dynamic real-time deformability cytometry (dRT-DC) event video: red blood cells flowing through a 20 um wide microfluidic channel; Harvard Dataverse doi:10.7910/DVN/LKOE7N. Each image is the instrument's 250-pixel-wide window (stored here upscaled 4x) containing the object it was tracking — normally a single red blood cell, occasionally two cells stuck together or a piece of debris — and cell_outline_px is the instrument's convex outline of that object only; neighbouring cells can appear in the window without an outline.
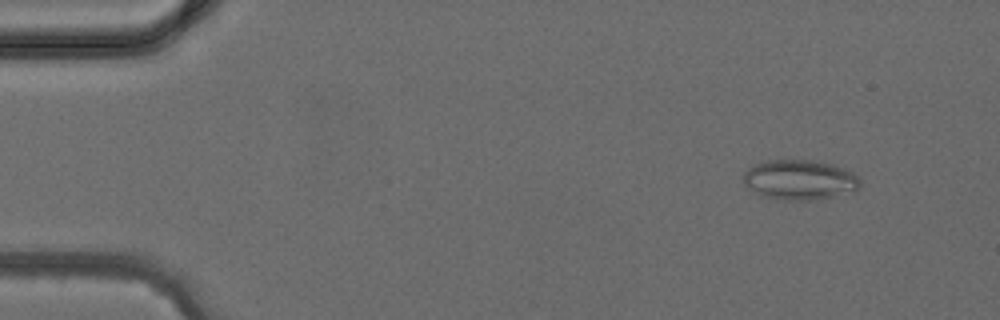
{"species": "common noctule bat (a hibernating species)", "species_latin": "Nyctalus noctula", "temperature_condition": "cold", "stored_images_in_passage": 4, "camera_frame_rate_fps": 3000, "um_per_image_px": 0.085, "animal": {"sex": "female", "body_mass_g": 24.6, "forearm_length_mm": 56.2}, "frame": {"image": 1, "passage_image": 1, "time_ms": 0.0, "image_size_px": [1000, 320], "cell_outline_px": [[860, 184], [856, 188], [832, 196], [812, 200], [784, 200], [764, 196], [756, 192], [744, 184], [744, 172], [748, 168], [764, 160], [812, 160], [832, 164], [852, 172], [860, 180]], "centroid_in_image_um": [67.92, 15.26], "position_along_channel_um": 17.1, "area_um2": 26.65}}
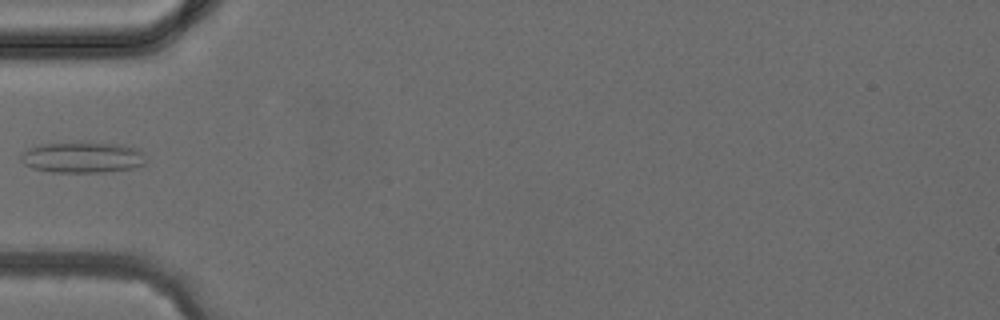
{"frame": {"image": 2, "passage_image": 4, "time_ms": 3.333, "image_size_px": [1000, 320], "cell_outline_px": [[144, 164], [136, 168], [104, 172], [52, 172], [32, 168], [24, 164], [20, 160], [20, 156], [28, 148], [36, 144], [120, 144], [140, 148], [144, 152]], "centroid_in_image_um": [7.03, 13.4], "position_along_channel_um": 78.0, "area_um2": 22.31}}